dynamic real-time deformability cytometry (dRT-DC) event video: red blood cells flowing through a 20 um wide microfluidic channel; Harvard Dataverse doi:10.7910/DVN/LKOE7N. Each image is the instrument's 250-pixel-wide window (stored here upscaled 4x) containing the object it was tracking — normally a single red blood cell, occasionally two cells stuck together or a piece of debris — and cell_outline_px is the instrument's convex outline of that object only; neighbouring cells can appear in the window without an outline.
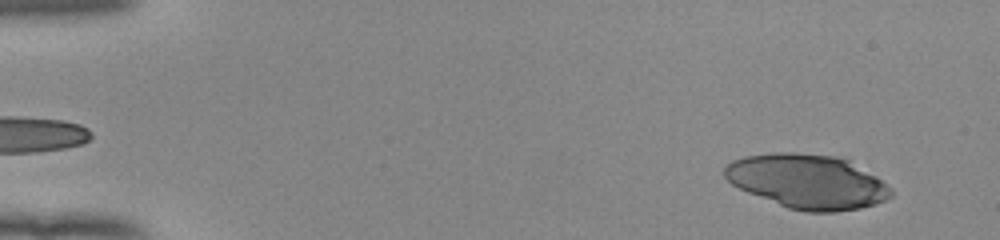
{"species": "human", "species_latin": "Homo sapiens", "temperature_condition": "room temperature", "stored_images_in_passage": 30, "camera_frame_rate_fps": 3000, "um_per_image_px": 0.085, "donor": {"sex": "female"}, "frame": {"image": 1, "passage_image": 4, "time_ms": 1.0, "image_size_px": [1000, 240], "cell_outline_px": [[892, 196], [888, 200], [876, 204], [860, 208], [836, 212], [808, 212], [788, 208], [748, 192], [732, 184], [724, 176], [724, 168], [732, 160], [744, 156], [772, 152], [792, 152], [836, 156], [848, 160], [876, 176], [888, 184], [892, 188]], "centroid_in_image_um": [68.66, 15.42], "position_along_channel_um": 16.3, "area_um2": 52.71}}
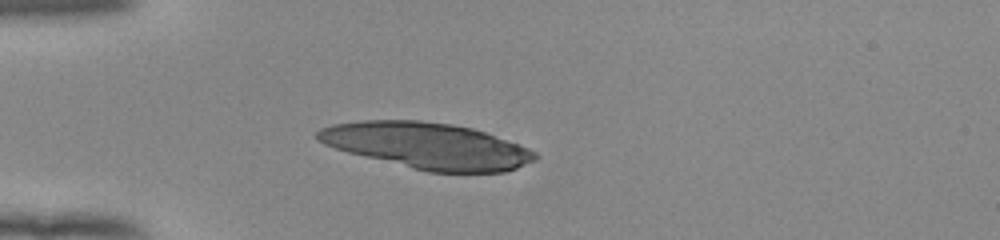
{"frame": {"image": 2, "passage_image": 15, "time_ms": 4.667, "image_size_px": [1000, 240], "cell_outline_px": [[540, 156], [536, 160], [516, 168], [504, 172], [428, 172], [348, 152], [324, 144], [316, 140], [316, 132], [320, 128], [332, 124], [360, 120], [420, 120], [452, 124], [472, 128], [484, 132], [528, 148], [536, 152]], "centroid_in_image_um": [36.3, 12.38], "position_along_channel_um": 48.7, "area_um2": 58.26}}